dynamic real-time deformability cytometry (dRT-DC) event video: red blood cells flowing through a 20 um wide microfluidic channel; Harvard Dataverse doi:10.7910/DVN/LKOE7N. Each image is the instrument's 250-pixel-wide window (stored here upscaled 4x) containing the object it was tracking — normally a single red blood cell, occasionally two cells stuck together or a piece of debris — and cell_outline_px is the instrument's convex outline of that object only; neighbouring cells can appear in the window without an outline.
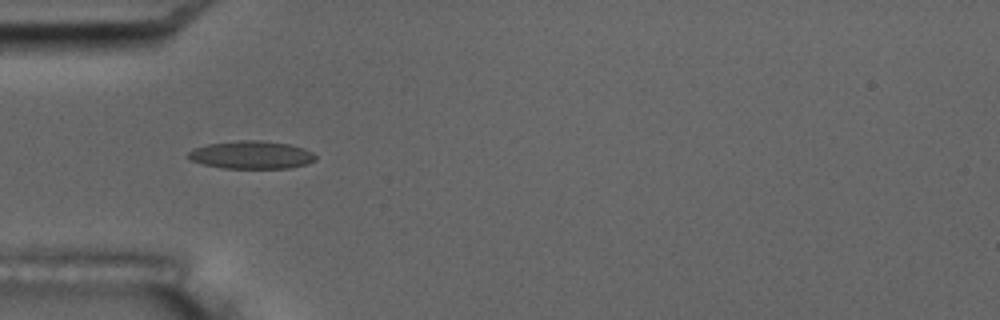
{"species": "common noctule bat (a hibernating species)", "species_latin": "Nyctalus noctula", "temperature_condition": "room temperature", "stored_images_in_passage": 7, "camera_frame_rate_fps": 3000, "um_per_image_px": 0.085, "animal": {"sex": "male", "body_mass_g": 17.5, "forearm_length_mm": 52.3}, "frame": {"image": 1, "passage_image": 6, "time_ms": 5.667, "image_size_px": [1000, 320], "cell_outline_px": [[316, 160], [308, 164], [288, 168], [224, 168], [204, 164], [192, 160], [188, 156], [188, 152], [196, 148], [208, 144], [240, 140], [260, 140], [288, 144], [304, 148], [312, 152], [316, 156]], "centroid_in_image_um": [21.42, 13.16], "position_along_channel_um": 63.6, "area_um2": 20.52}}